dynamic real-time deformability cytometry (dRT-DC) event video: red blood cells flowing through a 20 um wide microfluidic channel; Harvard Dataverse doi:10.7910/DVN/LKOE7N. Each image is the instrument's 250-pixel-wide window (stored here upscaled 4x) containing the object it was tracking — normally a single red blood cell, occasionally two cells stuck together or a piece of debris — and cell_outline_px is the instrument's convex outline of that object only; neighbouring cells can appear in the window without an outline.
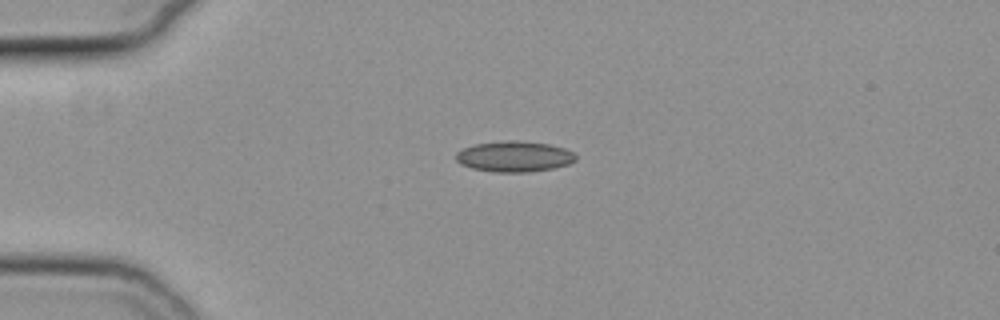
{"species": "common noctule bat (a hibernating species)", "species_latin": "Nyctalus noctula", "temperature_condition": "cold", "stored_images_in_passage": 42, "camera_frame_rate_fps": 3000, "um_per_image_px": 0.085, "animal": {"sex": "female", "body_mass_g": 19.3, "forearm_length_mm": 54.1}, "frame": {"image": 1, "passage_image": 1, "time_ms": 0.0, "image_size_px": [1000, 320], "cell_outline_px": [[576, 160], [568, 164], [552, 168], [528, 172], [492, 172], [472, 168], [460, 164], [456, 160], [456, 152], [464, 148], [476, 144], [512, 140], [548, 144], [564, 148], [572, 152], [576, 156]], "centroid_in_image_um": [43.7, 13.31], "position_along_channel_um": 41.3, "area_um2": 21.21}}
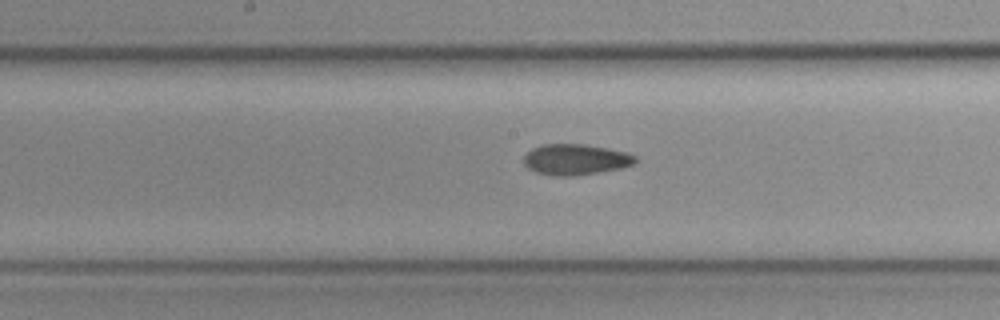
{"frame": {"image": 2, "passage_image": 16, "time_ms": 5.0, "image_size_px": [1000, 320], "cell_outline_px": [[636, 164], [620, 168], [572, 176], [552, 176], [536, 172], [528, 168], [524, 164], [524, 156], [532, 148], [544, 144], [584, 144], [608, 148], [624, 152], [636, 156]], "centroid_in_image_um": [48.91, 13.55], "position_along_channel_um": 199.3, "area_um2": 19.94}}
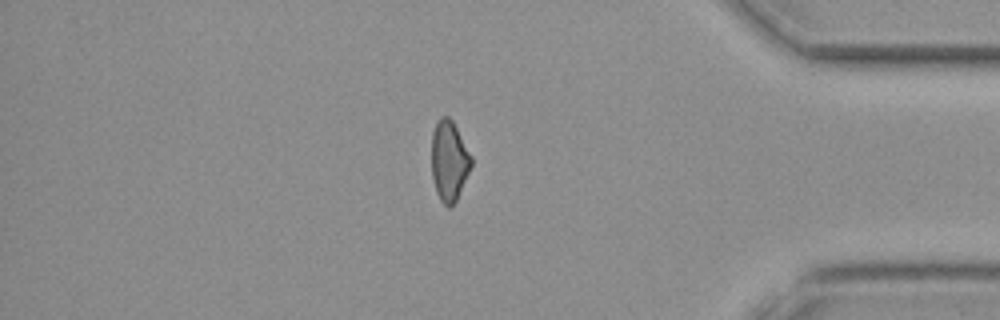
{"frame": {"image": 3, "passage_image": 34, "time_ms": 11.0, "image_size_px": [1000, 320], "cell_outline_px": [[472, 164], [456, 200], [448, 208], [440, 200], [436, 192], [432, 176], [432, 132], [436, 120], [440, 116], [448, 116], [452, 120], [472, 156]], "centroid_in_image_um": [38.16, 13.63], "position_along_channel_um": 397.0, "area_um2": 18.5}, "authors_computed_cell_mechanics": {"area_um2": 19.7965, "velocity_mm_per_s": 3.7976, "shape_relaxation_time_tau1_ms": null, "shape_relaxation_time_tau2_ms": 4.6638, "deformation_change_tau1": null, "deformation_change_tau2": 0.1044}}